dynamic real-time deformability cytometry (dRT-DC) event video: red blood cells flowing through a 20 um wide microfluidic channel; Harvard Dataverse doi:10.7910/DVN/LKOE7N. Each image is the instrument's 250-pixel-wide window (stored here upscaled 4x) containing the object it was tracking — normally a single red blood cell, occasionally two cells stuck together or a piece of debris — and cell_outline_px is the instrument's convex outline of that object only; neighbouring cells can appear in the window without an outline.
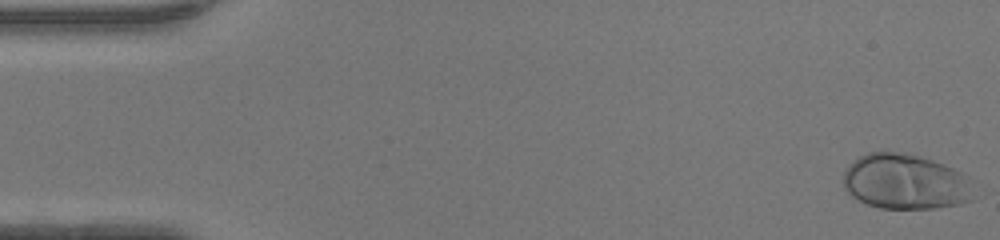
{"species": "human", "species_latin": "Homo sapiens", "temperature_condition": "warm", "stored_images_in_passage": 47, "camera_frame_rate_fps": 3000, "um_per_image_px": 0.085, "donor": {"sex": "female"}, "frame": {"image": 1, "passage_image": 1, "time_ms": 0.0, "image_size_px": [1000, 240], "cell_outline_px": [[972, 200], [960, 204], [932, 208], [880, 208], [868, 204], [852, 196], [844, 188], [844, 172], [848, 164], [852, 160], [868, 152], [896, 152], [920, 156], [944, 164], [960, 172]], "centroid_in_image_um": [76.84, 15.44], "position_along_channel_um": 8.2, "area_um2": 41.1}}
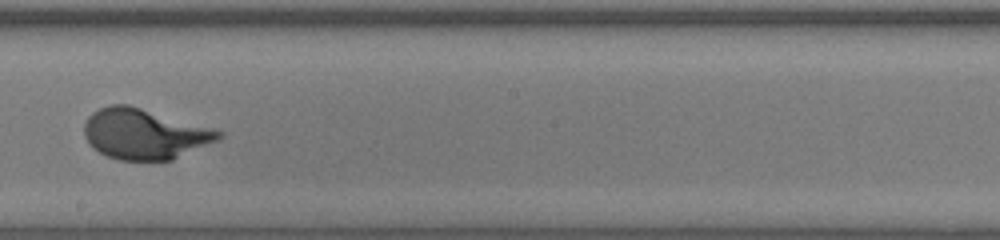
{"frame": {"image": 2, "passage_image": 27, "time_ms": 8.667, "image_size_px": [1000, 240], "cell_outline_px": [[224, 136], [220, 140], [172, 160], [120, 160], [108, 156], [92, 148], [88, 144], [84, 136], [84, 124], [88, 116], [92, 112], [108, 104], [128, 104], [212, 128], [224, 132]], "centroid_in_image_um": [12.28, 11.38], "position_along_channel_um": 235.9, "area_um2": 39.71}}
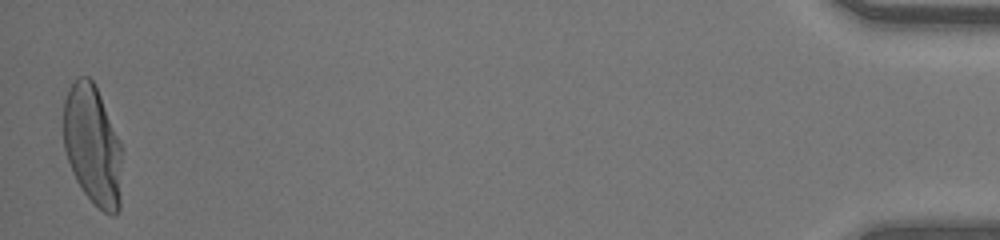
{"frame": {"image": 3, "passage_image": 47, "time_ms": 15.333, "image_size_px": [1000, 240], "cell_outline_px": [[120, 208], [112, 216], [104, 212], [84, 192], [76, 180], [72, 172], [64, 148], [64, 100], [68, 88], [76, 76], [88, 76], [92, 80], [100, 96], [120, 140]], "centroid_in_image_um": [7.84, 12.31], "position_along_channel_um": 427.4, "area_um2": 40.46}, "authors_computed_cell_mechanics": {"area_um2": 39.1884, "velocity_mm_per_s": 4.3455, "shape_relaxation_time_tau1_ms": 3.3137, "shape_relaxation_time_tau2_ms": null, "deformation_change_tau1": 0.2333, "deformation_change_tau2": null}}